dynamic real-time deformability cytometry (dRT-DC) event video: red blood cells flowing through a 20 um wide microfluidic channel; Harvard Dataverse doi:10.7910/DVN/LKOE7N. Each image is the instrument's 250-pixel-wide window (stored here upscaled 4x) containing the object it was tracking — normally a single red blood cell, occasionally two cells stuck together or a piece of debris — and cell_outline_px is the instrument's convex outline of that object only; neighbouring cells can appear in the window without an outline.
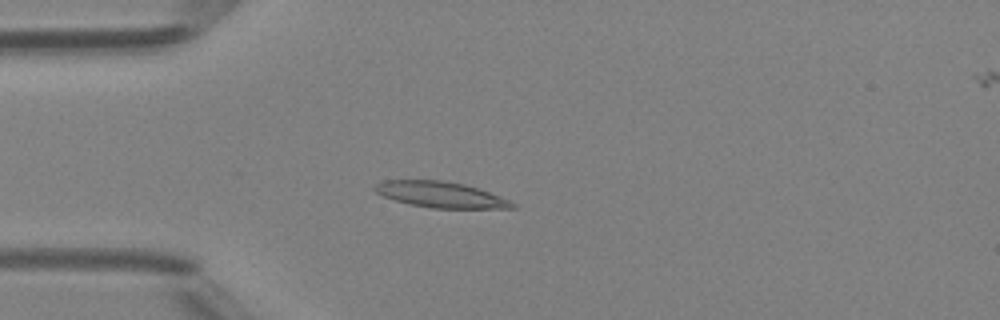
{"species": "Egyptian fruit bat (a non-hibernating species)", "species_latin": "Rousettus aegyptiacus", "temperature_condition": "room temperature", "stored_images_in_passage": 49, "camera_frame_rate_fps": 3000, "um_per_image_px": 0.085, "animal": {"sex": "female"}, "frame": {"image": 1, "passage_image": 14, "time_ms": 4.333, "image_size_px": [1000, 320], "cell_outline_px": [[516, 208], [432, 208], [408, 204], [384, 196], [376, 192], [372, 188], [372, 184], [384, 180], [440, 180], [464, 184], [488, 192], [508, 200], [516, 204]], "centroid_in_image_um": [37.39, 16.54], "position_along_channel_um": 47.6, "area_um2": 20.58}}
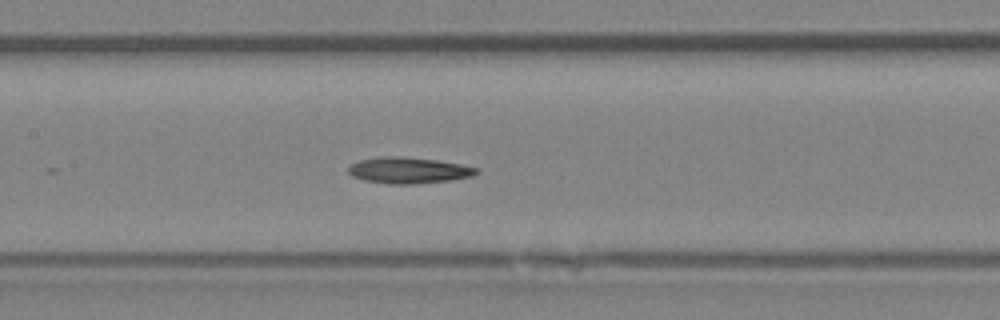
{"frame": {"image": 2, "passage_image": 24, "time_ms": 7.667, "image_size_px": [1000, 320], "cell_outline_px": [[480, 172], [472, 176], [448, 180], [416, 184], [388, 184], [364, 180], [352, 176], [348, 172], [348, 168], [352, 164], [360, 160], [380, 156], [400, 156], [436, 160], [460, 164], [480, 168]], "centroid_in_image_um": [34.73, 14.48], "position_along_channel_um": 172.7, "area_um2": 19.54}}
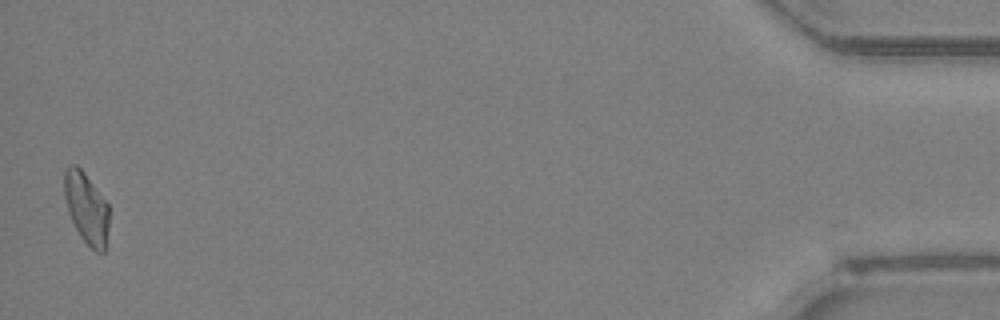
{"frame": {"image": 3, "passage_image": 49, "time_ms": 16.0, "image_size_px": [1000, 320], "cell_outline_px": [[108, 228], [104, 252], [96, 252], [80, 236], [68, 212], [64, 196], [64, 172], [72, 164], [76, 164], [84, 172], [108, 204]], "centroid_in_image_um": [7.34, 17.67], "position_along_channel_um": 427.9, "area_um2": 18.26}}